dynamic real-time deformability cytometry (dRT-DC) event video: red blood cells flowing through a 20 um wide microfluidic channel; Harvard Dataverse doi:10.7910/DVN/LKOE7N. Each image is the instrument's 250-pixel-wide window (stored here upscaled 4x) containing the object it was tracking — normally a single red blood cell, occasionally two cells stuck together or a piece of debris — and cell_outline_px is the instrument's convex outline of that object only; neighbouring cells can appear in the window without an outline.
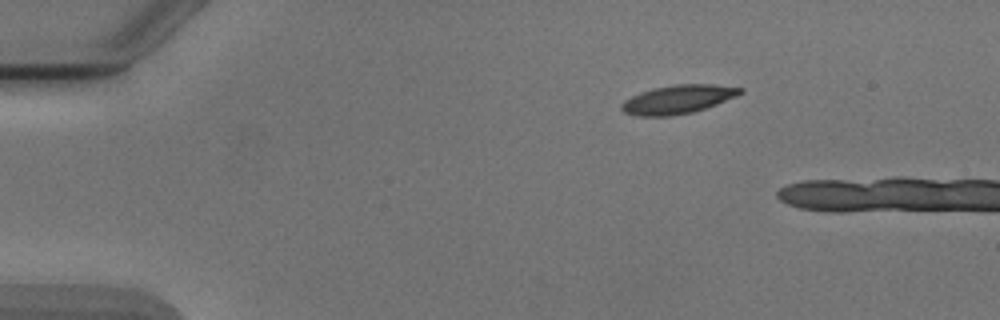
{"species": "Egyptian fruit bat (a non-hibernating species)", "species_latin": "Rousettus aegyptiacus", "temperature_condition": "cold", "stored_images_in_passage": 2, "camera_frame_rate_fps": 3000, "um_per_image_px": 0.085, "animal": {"sex": "male"}, "frame": {"image": 1, "passage_image": 2, "time_ms": 2.0, "image_size_px": [1000, 320], "cell_outline_px": [[744, 92], [736, 96], [716, 104], [692, 112], [672, 116], [636, 116], [624, 112], [620, 108], [620, 104], [624, 100], [640, 92], [652, 88], [676, 84], [712, 84], [744, 88]], "centroid_in_image_um": [57.6, 8.44], "position_along_channel_um": 27.4, "area_um2": 19.83}}